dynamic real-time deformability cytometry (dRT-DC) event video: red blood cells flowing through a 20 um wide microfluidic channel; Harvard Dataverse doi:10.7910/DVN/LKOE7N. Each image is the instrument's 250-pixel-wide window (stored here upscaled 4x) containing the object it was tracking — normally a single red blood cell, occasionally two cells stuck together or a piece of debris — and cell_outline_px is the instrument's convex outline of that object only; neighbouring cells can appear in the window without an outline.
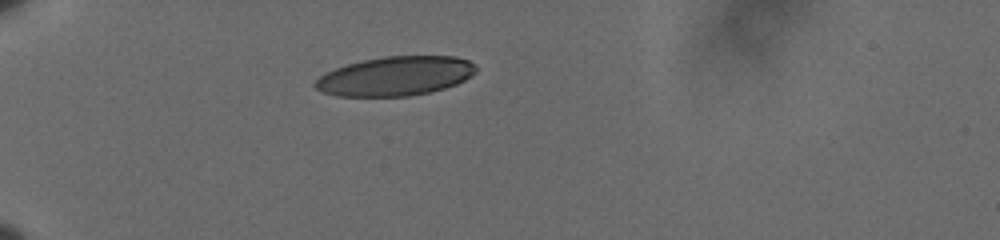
{"species": "human", "species_latin": "Homo sapiens", "temperature_condition": "cold", "stored_images_in_passage": 41, "camera_frame_rate_fps": 3000, "um_per_image_px": 0.085, "donor": {"sex": "male"}, "frame": {"image": 1, "passage_image": 1, "time_ms": 0.0, "image_size_px": [1000, 240], "cell_outline_px": [[476, 72], [464, 80], [456, 84], [444, 88], [428, 92], [408, 96], [336, 96], [324, 92], [316, 88], [312, 84], [320, 76], [336, 68], [348, 64], [364, 60], [384, 56], [456, 56], [468, 60], [476, 68]], "centroid_in_image_um": [33.61, 6.47], "position_along_channel_um": 51.4, "area_um2": 36.47}}
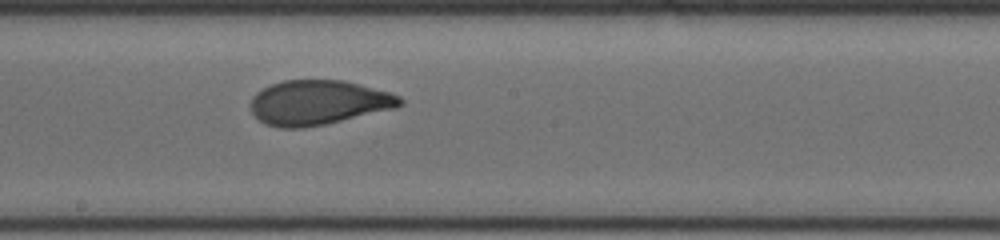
{"frame": {"image": 2, "passage_image": 18, "time_ms": 5.667, "image_size_px": [1000, 240], "cell_outline_px": [[404, 104], [396, 108], [324, 124], [304, 128], [280, 128], [264, 124], [252, 112], [252, 96], [256, 92], [272, 84], [284, 80], [344, 80], [388, 92], [400, 96], [404, 100]], "centroid_in_image_um": [27.07, 8.72], "position_along_channel_um": 221.1, "area_um2": 38.67}}
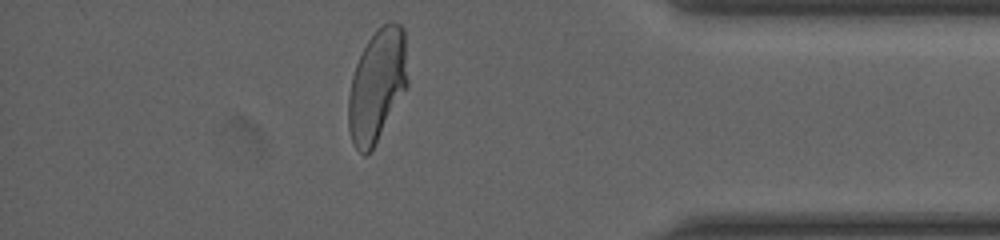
{"frame": {"image": 3, "passage_image": 35, "time_ms": 11.333, "image_size_px": [1000, 240], "cell_outline_px": [[408, 88], [372, 148], [364, 156], [352, 144], [348, 128], [348, 96], [352, 76], [356, 64], [368, 40], [376, 28], [392, 20], [400, 24], [404, 28], [408, 80]], "centroid_in_image_um": [32.06, 7.24], "position_along_channel_um": 403.1, "area_um2": 39.07}, "authors_computed_cell_mechanics": {"area_um2": 38.8416, "velocity_mm_per_s": 3.5924, "shape_relaxation_time_tau1_ms": 5.9253, "shape_relaxation_time_tau2_ms": 0.9682, "deformation_change_tau1": 0.2124, "deformation_change_tau2": 0.0682}}